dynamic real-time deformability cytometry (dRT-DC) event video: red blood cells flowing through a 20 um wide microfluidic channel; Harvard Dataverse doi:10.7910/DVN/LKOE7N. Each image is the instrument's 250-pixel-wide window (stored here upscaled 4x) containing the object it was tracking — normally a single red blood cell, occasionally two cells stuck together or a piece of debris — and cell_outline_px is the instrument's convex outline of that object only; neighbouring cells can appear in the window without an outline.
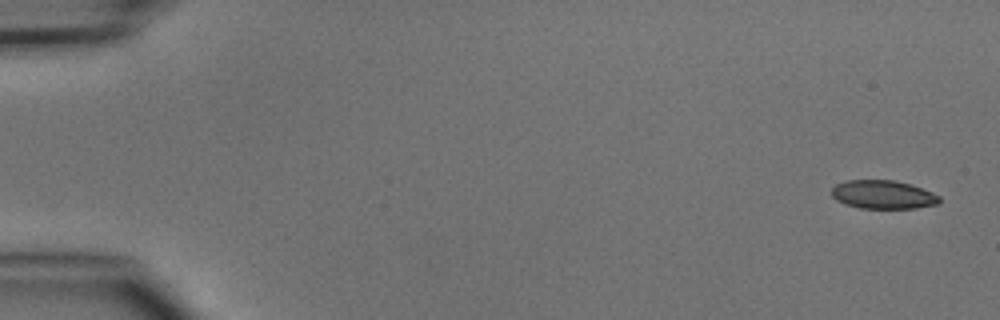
{"species": "common noctule bat (a hibernating species)", "species_latin": "Nyctalus noctula", "temperature_condition": "cold", "stored_images_in_passage": 4, "camera_frame_rate_fps": 3000, "um_per_image_px": 0.085, "animal": {"sex": "male", "body_mass_g": 15.6}, "frame": {"image": 1, "passage_image": 1, "time_ms": 0.0, "image_size_px": [1000, 320], "cell_outline_px": [[940, 200], [936, 204], [916, 208], [860, 208], [844, 204], [836, 200], [832, 196], [832, 188], [836, 184], [844, 180], [896, 180], [932, 192], [940, 196]], "centroid_in_image_um": [75.02, 16.54], "position_along_channel_um": 10.0, "area_um2": 17.86}}
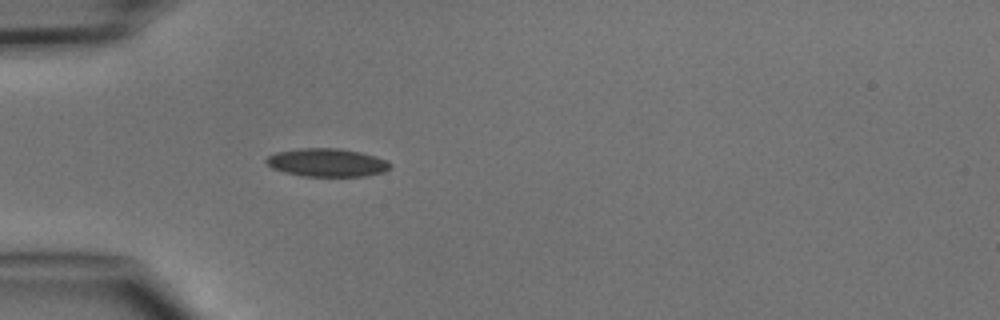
{"frame": {"image": 2, "passage_image": 4, "time_ms": 4.333, "image_size_px": [1000, 320], "cell_outline_px": [[392, 168], [384, 172], [368, 176], [304, 176], [284, 172], [272, 168], [264, 160], [268, 156], [276, 152], [296, 148], [340, 148], [360, 152], [376, 156], [388, 160], [392, 164]], "centroid_in_image_um": [27.83, 13.81], "position_along_channel_um": 57.2, "area_um2": 20.63}}